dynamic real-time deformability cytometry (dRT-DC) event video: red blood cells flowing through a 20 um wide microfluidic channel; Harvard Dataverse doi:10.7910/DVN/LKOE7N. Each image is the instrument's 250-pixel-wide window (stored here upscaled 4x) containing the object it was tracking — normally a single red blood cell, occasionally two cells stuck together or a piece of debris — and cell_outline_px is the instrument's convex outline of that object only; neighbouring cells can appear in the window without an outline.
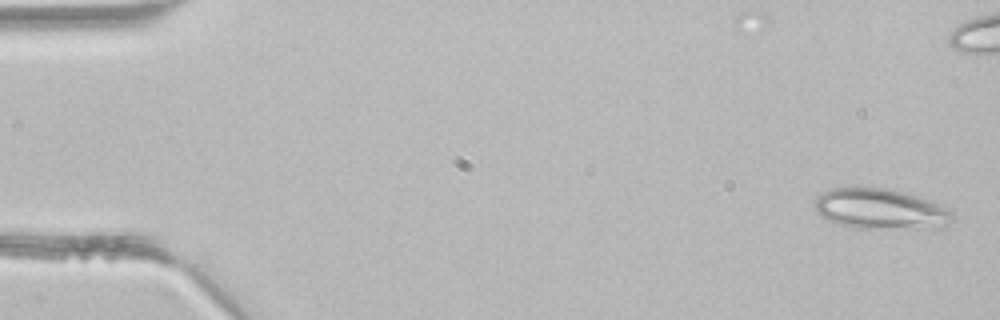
{"species": "common noctule bat (a hibernating species)", "species_latin": "Nyctalus noctula", "temperature_condition": "room temperature", "stored_images_in_passage": 4, "camera_frame_rate_fps": 3000, "um_per_image_px": 0.085, "animal": {"sex": "male", "body_mass_g": 21.5, "forearm_length_mm": 52.0}, "frame": {"image": 1, "passage_image": 1, "time_ms": 0.0, "image_size_px": [1000, 320], "cell_outline_px": [[956, 216], [944, 228], [856, 228], [840, 224], [820, 216], [816, 212], [816, 196], [820, 192], [832, 188], [888, 188], [920, 196], [932, 200], [952, 208]], "centroid_in_image_um": [74.94, 17.76], "position_along_channel_um": 10.1, "area_um2": 33.0}}